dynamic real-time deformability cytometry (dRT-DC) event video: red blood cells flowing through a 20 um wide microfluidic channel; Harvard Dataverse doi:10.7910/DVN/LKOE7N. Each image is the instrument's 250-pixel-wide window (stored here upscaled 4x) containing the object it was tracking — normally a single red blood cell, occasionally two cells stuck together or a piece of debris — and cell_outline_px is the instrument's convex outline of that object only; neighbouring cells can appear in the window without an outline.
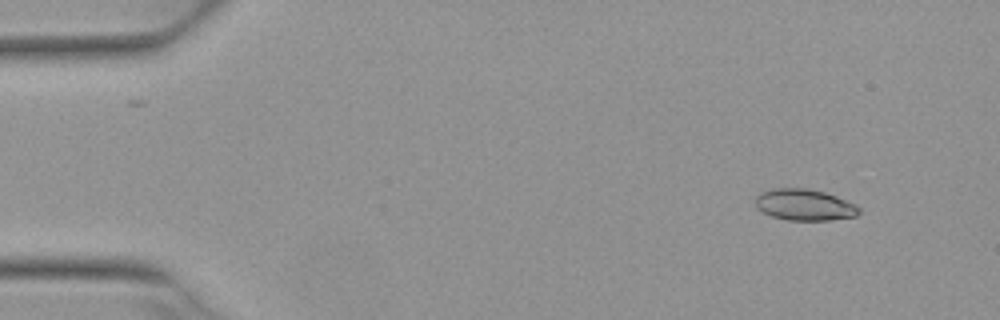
{"species": "Egyptian fruit bat (a non-hibernating species)", "species_latin": "Rousettus aegyptiacus", "temperature_condition": "warm", "stored_images_in_passage": 3, "segment_of_instrument_passage": [2, 2], "camera_frame_rate_fps": 3000, "um_per_image_px": 0.085, "animal": {"sex": "female"}, "frame": {"image": 1, "passage_image": 3, "time_ms": 0.667, "image_size_px": [1000, 320], "cell_outline_px": [[860, 212], [856, 216], [828, 220], [788, 220], [772, 216], [756, 208], [756, 196], [760, 192], [772, 188], [808, 188], [824, 192], [836, 196], [856, 204], [860, 208]], "centroid_in_image_um": [68.38, 17.4], "position_along_channel_um": 16.6, "area_um2": 18.96}}